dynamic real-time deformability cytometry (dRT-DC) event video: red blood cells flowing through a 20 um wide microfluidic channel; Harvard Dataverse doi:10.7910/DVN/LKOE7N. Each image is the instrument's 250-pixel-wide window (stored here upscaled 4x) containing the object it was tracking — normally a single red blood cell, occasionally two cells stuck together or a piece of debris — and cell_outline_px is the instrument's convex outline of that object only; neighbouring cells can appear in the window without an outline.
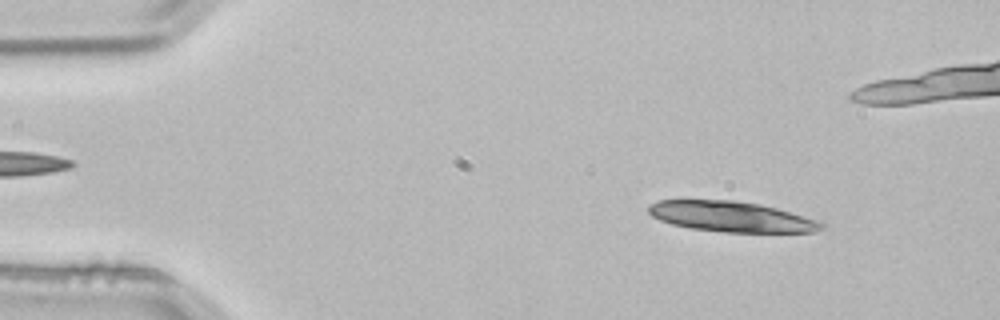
{"species": "common noctule bat (a hibernating species)", "species_latin": "Nyctalus noctula", "temperature_condition": "room temperature", "stored_images_in_passage": 2, "camera_frame_rate_fps": 3000, "um_per_image_px": 0.085, "animal": {"sex": "male", "body_mass_g": 21.5, "forearm_length_mm": 52.0}, "frame": {"image": 1, "passage_image": 2, "time_ms": 0.333, "image_size_px": [1000, 320], "cell_outline_px": [[824, 228], [816, 232], [728, 232], [692, 228], [672, 224], [660, 220], [652, 216], [648, 212], [648, 204], [656, 200], [732, 200], [760, 204], [776, 208], [820, 220], [824, 224]], "centroid_in_image_um": [62.18, 18.41], "position_along_channel_um": 22.8, "area_um2": 30.69}}